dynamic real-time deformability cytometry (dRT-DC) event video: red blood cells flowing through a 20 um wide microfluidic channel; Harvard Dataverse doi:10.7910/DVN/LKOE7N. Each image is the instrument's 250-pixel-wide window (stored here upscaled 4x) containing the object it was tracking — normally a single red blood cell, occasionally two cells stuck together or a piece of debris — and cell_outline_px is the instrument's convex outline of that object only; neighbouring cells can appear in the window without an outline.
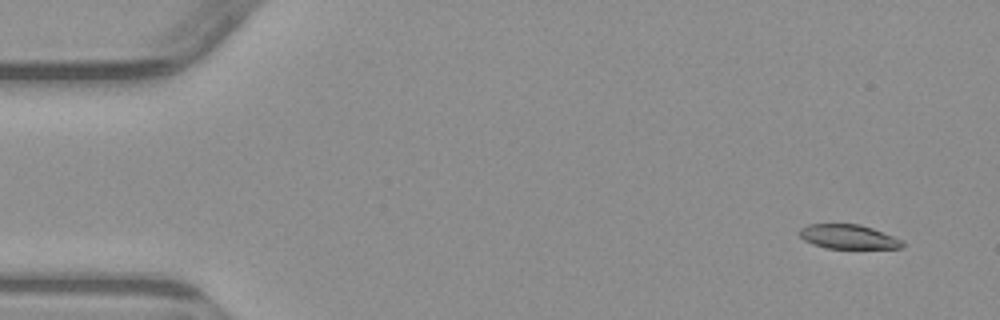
{"species": "common noctule bat (a hibernating species)", "species_latin": "Nyctalus noctula", "temperature_condition": "warm", "stored_images_in_passage": 4, "camera_frame_rate_fps": 3000, "um_per_image_px": 0.085, "animal": {"sex": "male", "body_mass_g": 23.1, "forearm_length_mm": 52.7}, "frame": {"image": 1, "passage_image": 1, "time_ms": 0.0, "image_size_px": [1000, 320], "cell_outline_px": [[904, 244], [900, 248], [824, 248], [812, 244], [804, 240], [796, 232], [800, 228], [808, 224], [860, 224], [872, 228], [904, 240]], "centroid_in_image_um": [72.07, 20.12], "position_along_channel_um": 12.9, "area_um2": 14.68}}
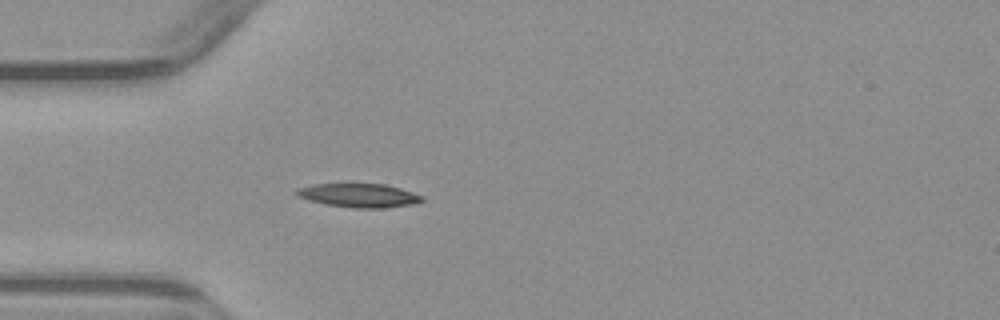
{"frame": {"image": 2, "passage_image": 4, "time_ms": 4.0, "image_size_px": [1000, 320], "cell_outline_px": [[424, 200], [412, 204], [384, 208], [352, 208], [328, 204], [308, 200], [292, 192], [296, 188], [312, 184], [348, 180], [384, 184], [400, 188], [424, 196]], "centroid_in_image_um": [30.44, 16.54], "position_along_channel_um": 54.6, "area_um2": 18.38}}